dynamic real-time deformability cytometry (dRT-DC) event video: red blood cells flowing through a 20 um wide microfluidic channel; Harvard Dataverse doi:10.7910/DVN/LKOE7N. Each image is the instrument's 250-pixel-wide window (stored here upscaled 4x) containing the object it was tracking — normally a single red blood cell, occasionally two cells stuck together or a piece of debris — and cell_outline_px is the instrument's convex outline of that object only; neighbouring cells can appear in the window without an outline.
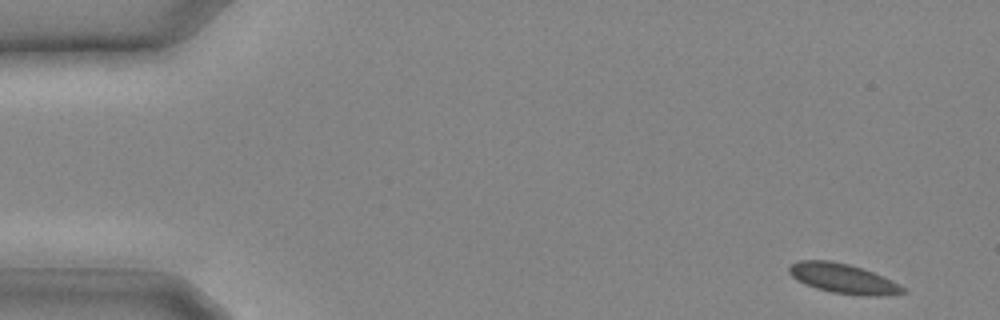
{"species": "common noctule bat (a hibernating species)", "species_latin": "Nyctalus noctula", "temperature_condition": "cold", "stored_images_in_passage": 8, "camera_frame_rate_fps": 3000, "um_per_image_px": 0.085, "animal": {"sex": "male", "body_mass_g": 20.4}, "frame": {"image": 1, "passage_image": 1, "time_ms": 0.0, "image_size_px": [1000, 320], "cell_outline_px": [[908, 292], [880, 296], [872, 296], [832, 292], [816, 288], [792, 276], [788, 272], [788, 268], [792, 264], [800, 260], [832, 260], [848, 264], [872, 272], [904, 288]], "centroid_in_image_um": [71.63, 23.66], "position_along_channel_um": 13.4, "area_um2": 19.07}}